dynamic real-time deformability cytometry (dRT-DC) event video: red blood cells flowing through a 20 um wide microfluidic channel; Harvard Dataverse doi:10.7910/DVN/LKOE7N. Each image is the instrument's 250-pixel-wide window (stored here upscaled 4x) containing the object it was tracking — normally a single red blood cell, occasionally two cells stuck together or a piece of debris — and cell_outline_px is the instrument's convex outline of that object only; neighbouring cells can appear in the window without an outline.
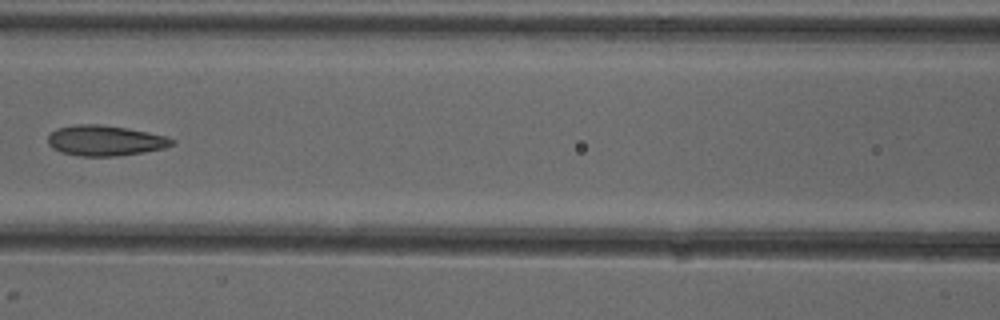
{"species": "common noctule bat (a hibernating species)", "species_latin": "Nyctalus noctula", "temperature_condition": "cold", "stored_images_in_passage": 7, "camera_frame_rate_fps": 3000, "um_per_image_px": 0.085, "animal": {"sex": "female"}, "frame": {"image": 1, "passage_image": 6, "time_ms": 7.0, "image_size_px": [1000, 320], "cell_outline_px": [[176, 140], [172, 144], [164, 148], [116, 156], [80, 156], [60, 152], [52, 148], [48, 144], [48, 136], [56, 128], [76, 124], [100, 124], [148, 132], [164, 136]], "centroid_in_image_um": [8.88, 11.94], "position_along_channel_um": 157.7, "area_um2": 21.79}}
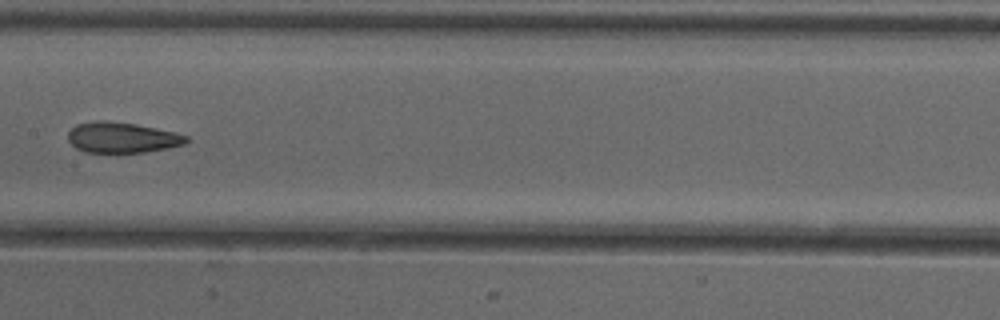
{"frame": {"image": 2, "passage_image": 7, "time_ms": 8.0, "image_size_px": [1000, 320], "cell_outline_px": [[188, 140], [184, 144], [168, 148], [144, 152], [84, 152], [76, 148], [68, 140], [68, 132], [76, 124], [96, 120], [104, 120], [136, 124], [176, 132], [188, 136]], "centroid_in_image_um": [10.37, 11.68], "position_along_channel_um": 197.0, "area_um2": 21.1}}